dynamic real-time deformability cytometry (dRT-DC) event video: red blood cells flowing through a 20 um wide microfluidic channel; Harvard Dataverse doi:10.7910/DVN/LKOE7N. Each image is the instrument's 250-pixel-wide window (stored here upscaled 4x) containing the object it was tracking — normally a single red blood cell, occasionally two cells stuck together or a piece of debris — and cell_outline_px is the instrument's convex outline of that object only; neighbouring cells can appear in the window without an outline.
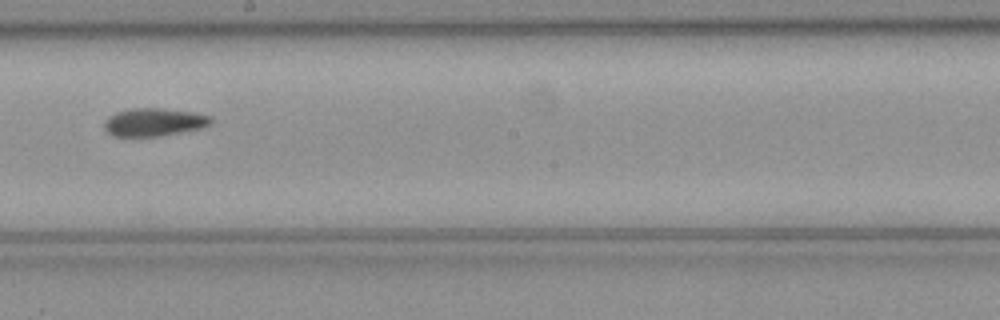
{"species": "common noctule bat (a hibernating species)", "species_latin": "Nyctalus noctula", "temperature_condition": "cold", "stored_images_in_passage": 39, "camera_frame_rate_fps": 3000, "um_per_image_px": 0.085, "animal": {"sex": "female", "body_mass_g": 21.9}, "frame": {"image": 1, "passage_image": 17, "time_ms": 5.333, "image_size_px": [1000, 320], "cell_outline_px": [[212, 124], [200, 128], [160, 136], [112, 136], [104, 128], [104, 124], [116, 112], [132, 108], [160, 108], [192, 112], [212, 116]], "centroid_in_image_um": [13.12, 10.38], "position_along_channel_um": 235.1, "area_um2": 17.17}}
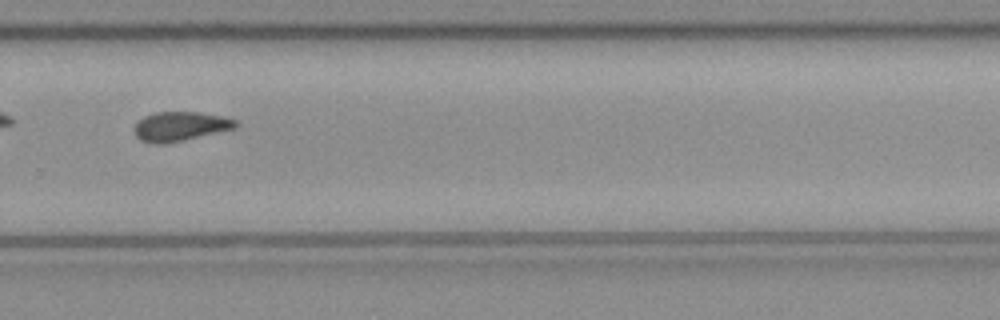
{"frame": {"image": 2, "passage_image": 23, "time_ms": 7.333, "image_size_px": [1000, 320], "cell_outline_px": [[236, 128], [184, 140], [164, 144], [152, 144], [140, 140], [136, 136], [132, 128], [144, 116], [156, 112], [196, 112], [224, 116], [236, 120]], "centroid_in_image_um": [15.28, 10.75], "position_along_channel_um": 314.5, "area_um2": 17.34}}
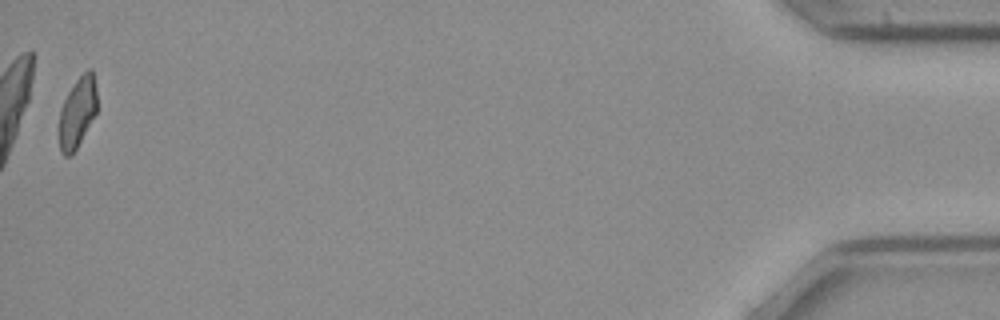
{"frame": {"image": 3, "passage_image": 39, "time_ms": 12.667, "image_size_px": [1000, 320], "cell_outline_px": [[96, 112], [76, 148], [68, 156], [64, 156], [60, 152], [60, 108], [68, 92], [76, 80], [88, 68], [92, 68], [96, 88]], "centroid_in_image_um": [6.58, 9.51], "position_along_channel_um": 428.6, "area_um2": 15.14}}